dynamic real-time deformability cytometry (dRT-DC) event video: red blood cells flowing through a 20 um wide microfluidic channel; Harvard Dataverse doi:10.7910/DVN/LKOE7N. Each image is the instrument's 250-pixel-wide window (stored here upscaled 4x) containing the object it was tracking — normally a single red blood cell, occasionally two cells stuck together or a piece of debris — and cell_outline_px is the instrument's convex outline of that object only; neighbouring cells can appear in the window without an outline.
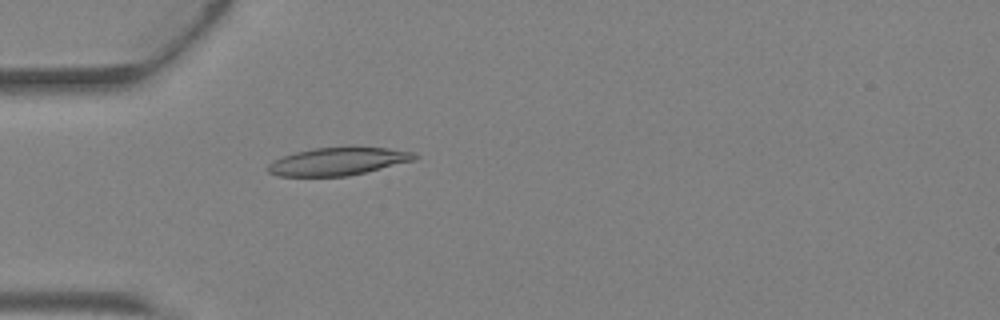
{"species": "Egyptian fruit bat (a non-hibernating species)", "species_latin": "Rousettus aegyptiacus", "temperature_condition": "warm", "stored_images_in_passage": 43, "camera_frame_rate_fps": 3000, "um_per_image_px": 0.085, "animal": {"sex": "female"}, "frame": {"image": 1, "passage_image": 14, "time_ms": 4.333, "image_size_px": [1000, 320], "cell_outline_px": [[420, 156], [416, 160], [348, 176], [280, 176], [268, 172], [268, 164], [272, 160], [296, 152], [316, 148], [348, 144], [388, 148], [416, 152]], "centroid_in_image_um": [28.81, 13.67], "position_along_channel_um": 56.2, "area_um2": 24.51}}
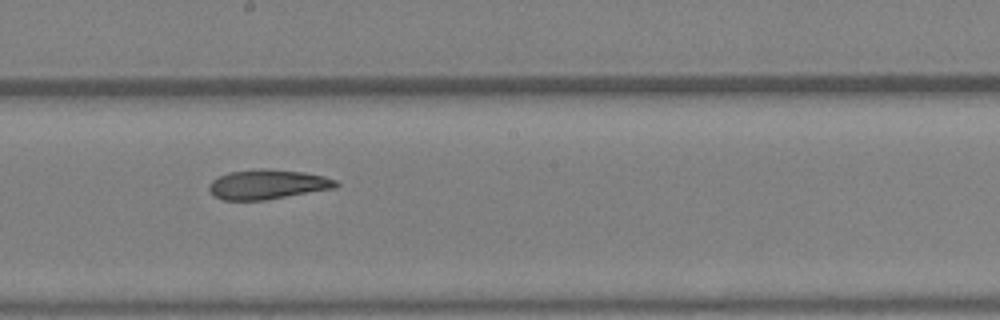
{"frame": {"image": 2, "passage_image": 25, "time_ms": 8.0, "image_size_px": [1000, 320], "cell_outline_px": [[340, 184], [336, 188], [264, 200], [224, 200], [216, 196], [208, 188], [208, 184], [212, 180], [228, 172], [260, 168], [304, 172], [324, 176], [336, 180]], "centroid_in_image_um": [22.76, 15.67], "position_along_channel_um": 225.4, "area_um2": 21.85}}
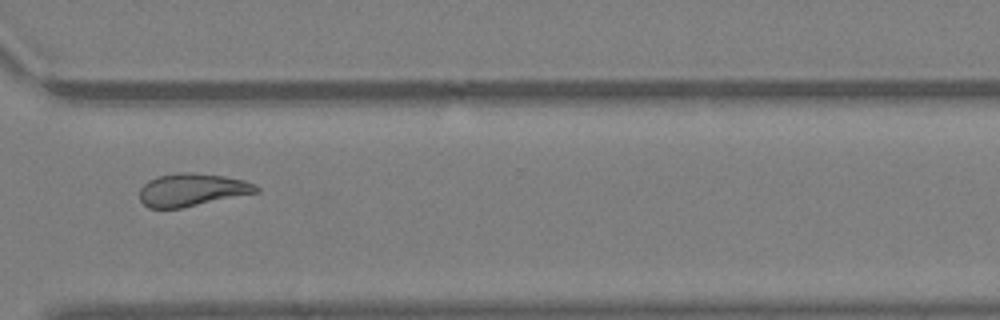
{"frame": {"image": 3, "passage_image": 33, "time_ms": 10.667, "image_size_px": [1000, 320], "cell_outline_px": [[260, 192], [180, 208], [148, 208], [140, 200], [140, 188], [148, 180], [160, 176], [180, 172], [192, 172], [224, 176], [244, 180], [256, 184], [260, 188]], "centroid_in_image_um": [16.34, 16.13], "position_along_channel_um": 354.3, "area_um2": 22.25}, "authors_computed_cell_mechanics": {"area_um2": 23.0622, "velocity_mm_per_s": 4.8239, "shape_relaxation_time_tau1_ms": null, "shape_relaxation_time_tau2_ms": 5.823, "deformation_change_tau1": null, "deformation_change_tau2": 0.1386}}